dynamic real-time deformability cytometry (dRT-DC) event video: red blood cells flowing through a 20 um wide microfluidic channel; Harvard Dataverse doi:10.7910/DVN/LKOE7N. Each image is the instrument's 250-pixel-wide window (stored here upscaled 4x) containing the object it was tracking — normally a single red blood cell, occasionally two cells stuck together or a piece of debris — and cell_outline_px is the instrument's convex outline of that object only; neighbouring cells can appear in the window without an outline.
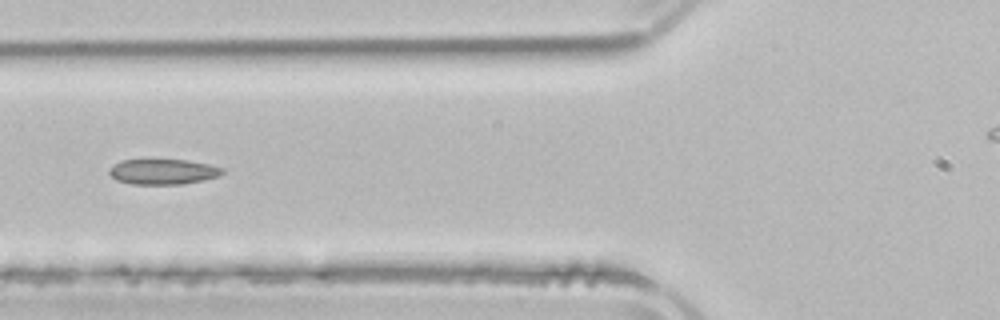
{"species": "common noctule bat (a hibernating species)", "species_latin": "Nyctalus noctula", "temperature_condition": "room temperature", "stored_images_in_passage": 4, "camera_frame_rate_fps": 3000, "um_per_image_px": 0.085, "animal": {"sex": "male", "body_mass_g": 21.5, "forearm_length_mm": 52.0}, "frame": {"image": 1, "passage_image": 4, "time_ms": 5.333, "image_size_px": [1000, 320], "cell_outline_px": [[224, 172], [220, 176], [204, 180], [180, 184], [132, 184], [116, 180], [108, 172], [108, 168], [124, 160], [148, 156], [188, 160], [208, 164], [224, 168]], "centroid_in_image_um": [13.84, 14.54], "position_along_channel_um": 112.0, "area_um2": 17.57}}